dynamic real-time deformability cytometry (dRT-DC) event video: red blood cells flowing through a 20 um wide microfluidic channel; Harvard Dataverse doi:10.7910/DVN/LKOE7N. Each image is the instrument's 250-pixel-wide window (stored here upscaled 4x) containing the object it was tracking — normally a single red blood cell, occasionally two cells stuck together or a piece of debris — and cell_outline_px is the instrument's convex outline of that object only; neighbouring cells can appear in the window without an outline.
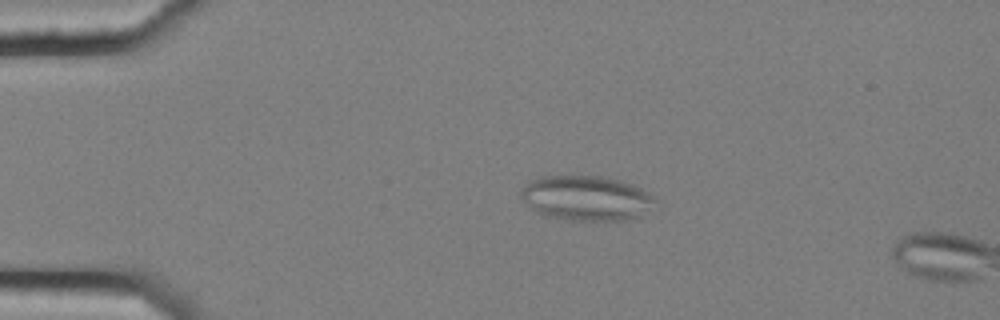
{"species": "common noctule bat (a hibernating species)", "species_latin": "Nyctalus noctula", "temperature_condition": "cold", "stored_images_in_passage": 4, "camera_frame_rate_fps": 3000, "um_per_image_px": 0.085, "animal": {"sex": "female", "body_mass_g": 25.1}, "frame": {"image": 1, "passage_image": 3, "time_ms": 0.667, "image_size_px": [1000, 320], "cell_outline_px": [[656, 200], [640, 216], [628, 220], [568, 220], [544, 216], [536, 212], [520, 196], [520, 188], [524, 184], [540, 176], [600, 176], [620, 180], [632, 184], [648, 192]], "centroid_in_image_um": [49.79, 16.84], "position_along_channel_um": 35.2, "area_um2": 35.03}}